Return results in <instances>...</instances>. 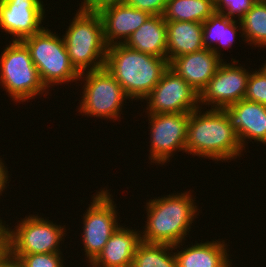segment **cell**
<instances>
[{
    "label": "cell",
    "instance_id": "5",
    "mask_svg": "<svg viewBox=\"0 0 266 267\" xmlns=\"http://www.w3.org/2000/svg\"><path fill=\"white\" fill-rule=\"evenodd\" d=\"M22 42L47 89L56 84L80 81V73L71 64L63 37L44 27Z\"/></svg>",
    "mask_w": 266,
    "mask_h": 267
},
{
    "label": "cell",
    "instance_id": "15",
    "mask_svg": "<svg viewBox=\"0 0 266 267\" xmlns=\"http://www.w3.org/2000/svg\"><path fill=\"white\" fill-rule=\"evenodd\" d=\"M245 150L246 139L266 145V106L245 99L222 108Z\"/></svg>",
    "mask_w": 266,
    "mask_h": 267
},
{
    "label": "cell",
    "instance_id": "22",
    "mask_svg": "<svg viewBox=\"0 0 266 267\" xmlns=\"http://www.w3.org/2000/svg\"><path fill=\"white\" fill-rule=\"evenodd\" d=\"M214 0H167L165 21H206L213 13Z\"/></svg>",
    "mask_w": 266,
    "mask_h": 267
},
{
    "label": "cell",
    "instance_id": "6",
    "mask_svg": "<svg viewBox=\"0 0 266 267\" xmlns=\"http://www.w3.org/2000/svg\"><path fill=\"white\" fill-rule=\"evenodd\" d=\"M0 56V84L15 102L49 93L22 41H10ZM47 90V91H46Z\"/></svg>",
    "mask_w": 266,
    "mask_h": 267
},
{
    "label": "cell",
    "instance_id": "29",
    "mask_svg": "<svg viewBox=\"0 0 266 267\" xmlns=\"http://www.w3.org/2000/svg\"><path fill=\"white\" fill-rule=\"evenodd\" d=\"M0 267H23L18 258L13 257L7 250L0 257Z\"/></svg>",
    "mask_w": 266,
    "mask_h": 267
},
{
    "label": "cell",
    "instance_id": "2",
    "mask_svg": "<svg viewBox=\"0 0 266 267\" xmlns=\"http://www.w3.org/2000/svg\"><path fill=\"white\" fill-rule=\"evenodd\" d=\"M192 197L188 191L150 199L146 203L147 224L140 232L141 241L172 246L184 243L191 224L199 214L194 202L196 198Z\"/></svg>",
    "mask_w": 266,
    "mask_h": 267
},
{
    "label": "cell",
    "instance_id": "9",
    "mask_svg": "<svg viewBox=\"0 0 266 267\" xmlns=\"http://www.w3.org/2000/svg\"><path fill=\"white\" fill-rule=\"evenodd\" d=\"M109 190L93 195L86 213L83 214V248L87 263H91L102 251L112 234L120 227L114 199ZM115 204V205H114ZM119 224V225H118Z\"/></svg>",
    "mask_w": 266,
    "mask_h": 267
},
{
    "label": "cell",
    "instance_id": "8",
    "mask_svg": "<svg viewBox=\"0 0 266 267\" xmlns=\"http://www.w3.org/2000/svg\"><path fill=\"white\" fill-rule=\"evenodd\" d=\"M83 95L78 108L81 114L104 119L121 118L123 102L130 99L124 92L121 85L105 69V67L80 73ZM119 117V118H118Z\"/></svg>",
    "mask_w": 266,
    "mask_h": 267
},
{
    "label": "cell",
    "instance_id": "10",
    "mask_svg": "<svg viewBox=\"0 0 266 267\" xmlns=\"http://www.w3.org/2000/svg\"><path fill=\"white\" fill-rule=\"evenodd\" d=\"M151 163L165 164L178 151L186 152L190 113L147 114ZM174 153V154H173Z\"/></svg>",
    "mask_w": 266,
    "mask_h": 267
},
{
    "label": "cell",
    "instance_id": "12",
    "mask_svg": "<svg viewBox=\"0 0 266 267\" xmlns=\"http://www.w3.org/2000/svg\"><path fill=\"white\" fill-rule=\"evenodd\" d=\"M232 60L231 64L224 61L220 64L199 94V104L211 105V109H222L244 99L251 71L235 64L239 60Z\"/></svg>",
    "mask_w": 266,
    "mask_h": 267
},
{
    "label": "cell",
    "instance_id": "28",
    "mask_svg": "<svg viewBox=\"0 0 266 267\" xmlns=\"http://www.w3.org/2000/svg\"><path fill=\"white\" fill-rule=\"evenodd\" d=\"M127 5L148 12L150 15H163L167 0H122Z\"/></svg>",
    "mask_w": 266,
    "mask_h": 267
},
{
    "label": "cell",
    "instance_id": "16",
    "mask_svg": "<svg viewBox=\"0 0 266 267\" xmlns=\"http://www.w3.org/2000/svg\"><path fill=\"white\" fill-rule=\"evenodd\" d=\"M221 58L212 50L204 48L173 58L169 68L200 94L223 62Z\"/></svg>",
    "mask_w": 266,
    "mask_h": 267
},
{
    "label": "cell",
    "instance_id": "1",
    "mask_svg": "<svg viewBox=\"0 0 266 267\" xmlns=\"http://www.w3.org/2000/svg\"><path fill=\"white\" fill-rule=\"evenodd\" d=\"M202 106L190 112L186 154L227 161L238 158L243 148L222 109L201 111Z\"/></svg>",
    "mask_w": 266,
    "mask_h": 267
},
{
    "label": "cell",
    "instance_id": "13",
    "mask_svg": "<svg viewBox=\"0 0 266 267\" xmlns=\"http://www.w3.org/2000/svg\"><path fill=\"white\" fill-rule=\"evenodd\" d=\"M99 13L108 46L124 43L151 15L122 0H106L94 6ZM119 41H118V40Z\"/></svg>",
    "mask_w": 266,
    "mask_h": 267
},
{
    "label": "cell",
    "instance_id": "19",
    "mask_svg": "<svg viewBox=\"0 0 266 267\" xmlns=\"http://www.w3.org/2000/svg\"><path fill=\"white\" fill-rule=\"evenodd\" d=\"M140 52L167 58V23L163 15H151L123 43Z\"/></svg>",
    "mask_w": 266,
    "mask_h": 267
},
{
    "label": "cell",
    "instance_id": "27",
    "mask_svg": "<svg viewBox=\"0 0 266 267\" xmlns=\"http://www.w3.org/2000/svg\"><path fill=\"white\" fill-rule=\"evenodd\" d=\"M244 99L266 106V75L260 69L251 71Z\"/></svg>",
    "mask_w": 266,
    "mask_h": 267
},
{
    "label": "cell",
    "instance_id": "20",
    "mask_svg": "<svg viewBox=\"0 0 266 267\" xmlns=\"http://www.w3.org/2000/svg\"><path fill=\"white\" fill-rule=\"evenodd\" d=\"M167 60L204 49L203 23L188 21H166Z\"/></svg>",
    "mask_w": 266,
    "mask_h": 267
},
{
    "label": "cell",
    "instance_id": "4",
    "mask_svg": "<svg viewBox=\"0 0 266 267\" xmlns=\"http://www.w3.org/2000/svg\"><path fill=\"white\" fill-rule=\"evenodd\" d=\"M63 39L71 64L79 73L104 67L108 45L94 7H79Z\"/></svg>",
    "mask_w": 266,
    "mask_h": 267
},
{
    "label": "cell",
    "instance_id": "33",
    "mask_svg": "<svg viewBox=\"0 0 266 267\" xmlns=\"http://www.w3.org/2000/svg\"><path fill=\"white\" fill-rule=\"evenodd\" d=\"M260 70L266 75V60L265 63H263V66L260 68Z\"/></svg>",
    "mask_w": 266,
    "mask_h": 267
},
{
    "label": "cell",
    "instance_id": "23",
    "mask_svg": "<svg viewBox=\"0 0 266 267\" xmlns=\"http://www.w3.org/2000/svg\"><path fill=\"white\" fill-rule=\"evenodd\" d=\"M173 250L176 251L172 245L141 241L131 267H177Z\"/></svg>",
    "mask_w": 266,
    "mask_h": 267
},
{
    "label": "cell",
    "instance_id": "14",
    "mask_svg": "<svg viewBox=\"0 0 266 267\" xmlns=\"http://www.w3.org/2000/svg\"><path fill=\"white\" fill-rule=\"evenodd\" d=\"M42 0H0V27L11 34L12 41H22L44 27Z\"/></svg>",
    "mask_w": 266,
    "mask_h": 267
},
{
    "label": "cell",
    "instance_id": "17",
    "mask_svg": "<svg viewBox=\"0 0 266 267\" xmlns=\"http://www.w3.org/2000/svg\"><path fill=\"white\" fill-rule=\"evenodd\" d=\"M140 232L120 225L99 255L88 265L92 267H131L136 248L141 242Z\"/></svg>",
    "mask_w": 266,
    "mask_h": 267
},
{
    "label": "cell",
    "instance_id": "11",
    "mask_svg": "<svg viewBox=\"0 0 266 267\" xmlns=\"http://www.w3.org/2000/svg\"><path fill=\"white\" fill-rule=\"evenodd\" d=\"M144 100L147 114L190 113L200 107L199 93L170 68Z\"/></svg>",
    "mask_w": 266,
    "mask_h": 267
},
{
    "label": "cell",
    "instance_id": "18",
    "mask_svg": "<svg viewBox=\"0 0 266 267\" xmlns=\"http://www.w3.org/2000/svg\"><path fill=\"white\" fill-rule=\"evenodd\" d=\"M207 241L204 243H195L191 246L180 249L181 243L174 245V249L177 252H174L177 267H232V260L229 259L227 253V243L225 240L220 241Z\"/></svg>",
    "mask_w": 266,
    "mask_h": 267
},
{
    "label": "cell",
    "instance_id": "21",
    "mask_svg": "<svg viewBox=\"0 0 266 267\" xmlns=\"http://www.w3.org/2000/svg\"><path fill=\"white\" fill-rule=\"evenodd\" d=\"M238 30H242L240 21L238 22V20L230 19L222 13L214 12L203 22V45L205 48L212 50L216 55L221 57V49L219 50V48H231ZM217 44L219 47H215Z\"/></svg>",
    "mask_w": 266,
    "mask_h": 267
},
{
    "label": "cell",
    "instance_id": "30",
    "mask_svg": "<svg viewBox=\"0 0 266 267\" xmlns=\"http://www.w3.org/2000/svg\"><path fill=\"white\" fill-rule=\"evenodd\" d=\"M4 161H2V158H0V195H2V192L6 188V184L9 183L7 182L8 179V170L7 167H5Z\"/></svg>",
    "mask_w": 266,
    "mask_h": 267
},
{
    "label": "cell",
    "instance_id": "31",
    "mask_svg": "<svg viewBox=\"0 0 266 267\" xmlns=\"http://www.w3.org/2000/svg\"><path fill=\"white\" fill-rule=\"evenodd\" d=\"M7 250L6 247V229L5 223L2 222L0 219V257L5 253Z\"/></svg>",
    "mask_w": 266,
    "mask_h": 267
},
{
    "label": "cell",
    "instance_id": "7",
    "mask_svg": "<svg viewBox=\"0 0 266 267\" xmlns=\"http://www.w3.org/2000/svg\"><path fill=\"white\" fill-rule=\"evenodd\" d=\"M8 226L5 225L6 247L10 254L62 253L59 245L66 237V228L60 224L37 214L25 216L14 229Z\"/></svg>",
    "mask_w": 266,
    "mask_h": 267
},
{
    "label": "cell",
    "instance_id": "3",
    "mask_svg": "<svg viewBox=\"0 0 266 267\" xmlns=\"http://www.w3.org/2000/svg\"><path fill=\"white\" fill-rule=\"evenodd\" d=\"M104 67L133 101L143 100L154 89L169 62L118 43L108 46Z\"/></svg>",
    "mask_w": 266,
    "mask_h": 267
},
{
    "label": "cell",
    "instance_id": "25",
    "mask_svg": "<svg viewBox=\"0 0 266 267\" xmlns=\"http://www.w3.org/2000/svg\"><path fill=\"white\" fill-rule=\"evenodd\" d=\"M23 267H64L62 253L11 254Z\"/></svg>",
    "mask_w": 266,
    "mask_h": 267
},
{
    "label": "cell",
    "instance_id": "32",
    "mask_svg": "<svg viewBox=\"0 0 266 267\" xmlns=\"http://www.w3.org/2000/svg\"><path fill=\"white\" fill-rule=\"evenodd\" d=\"M106 0H83L81 7H94L96 4Z\"/></svg>",
    "mask_w": 266,
    "mask_h": 267
},
{
    "label": "cell",
    "instance_id": "26",
    "mask_svg": "<svg viewBox=\"0 0 266 267\" xmlns=\"http://www.w3.org/2000/svg\"><path fill=\"white\" fill-rule=\"evenodd\" d=\"M257 0H214L215 12L222 13L230 19H235L238 15L240 21L252 8Z\"/></svg>",
    "mask_w": 266,
    "mask_h": 267
},
{
    "label": "cell",
    "instance_id": "24",
    "mask_svg": "<svg viewBox=\"0 0 266 267\" xmlns=\"http://www.w3.org/2000/svg\"><path fill=\"white\" fill-rule=\"evenodd\" d=\"M240 23L241 37L250 47H266V0H257Z\"/></svg>",
    "mask_w": 266,
    "mask_h": 267
}]
</instances>
